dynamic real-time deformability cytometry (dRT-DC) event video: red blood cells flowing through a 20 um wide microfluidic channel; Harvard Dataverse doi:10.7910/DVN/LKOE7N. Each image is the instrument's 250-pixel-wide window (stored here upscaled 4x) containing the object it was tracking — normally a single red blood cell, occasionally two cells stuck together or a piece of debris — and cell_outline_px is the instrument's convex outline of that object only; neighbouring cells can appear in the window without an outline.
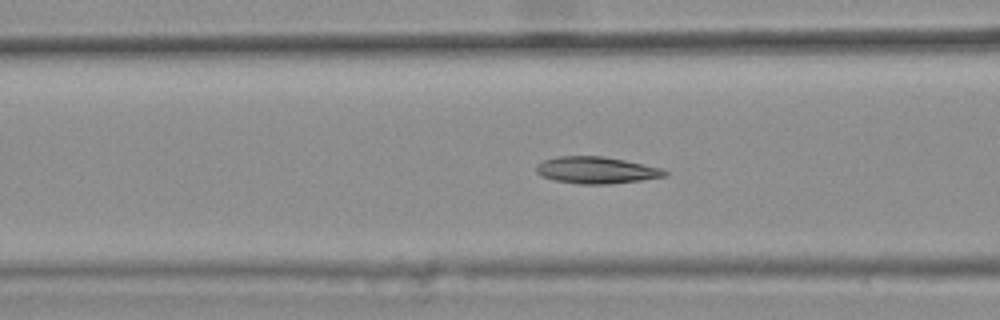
{"species": "common noctule bat (a hibernating species)", "species_latin": "Nyctalus noctula", "temperature_condition": "warm", "stored_images_in_passage": 47, "camera_frame_rate_fps": 3000, "um_per_image_px": 0.085, "animal": {"sex": "female", "body_mass_g": 25.1}, "frame": {"image": 1, "passage_image": 21, "time_ms": 6.667, "image_size_px": [1000, 320], "cell_outline_px": [[668, 176], [612, 184], [580, 184], [552, 180], [540, 176], [536, 172], [536, 164], [544, 160], [556, 156], [604, 156], [624, 160], [660, 168], [668, 172]], "centroid_in_image_um": [50.64, 14.47], "position_along_channel_um": 116.0, "area_um2": 20.17}, "authors_computed_cell_mechanics": {"area_um2": 19.7098, "velocity_mm_per_s": 3.7578, "shape_relaxation_time_tau1_ms": null, "shape_relaxation_time_tau2_ms": 4.5411, "deformation_change_tau1": null, "deformation_change_tau2": 0.1146}}